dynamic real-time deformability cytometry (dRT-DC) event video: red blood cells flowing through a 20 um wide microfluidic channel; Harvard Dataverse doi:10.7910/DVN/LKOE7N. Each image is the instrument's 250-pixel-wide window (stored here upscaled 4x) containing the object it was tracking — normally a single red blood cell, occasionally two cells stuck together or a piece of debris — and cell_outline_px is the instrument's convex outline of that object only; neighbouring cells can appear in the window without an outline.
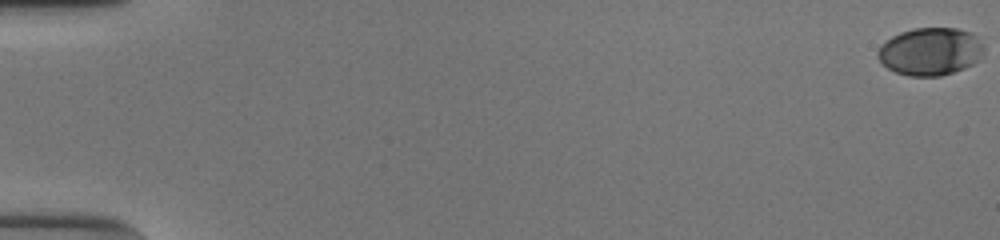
{"species": "human", "species_latin": "Homo sapiens", "temperature_condition": "cold", "stored_images_in_passage": 55, "camera_frame_rate_fps": 3000, "um_per_image_px": 0.085, "donor": {"sex": "male"}, "frame": {"image": 1, "passage_image": 1, "time_ms": 0.0, "image_size_px": [1000, 240], "cell_outline_px": [[984, 48], [980, 60], [964, 68], [940, 76], [908, 76], [896, 72], [888, 68], [876, 56], [876, 52], [880, 44], [892, 36], [900, 32], [912, 28], [956, 28], [972, 32], [984, 44]], "centroid_in_image_um": [79.08, 4.36], "position_along_channel_um": 5.9, "area_um2": 29.77}}
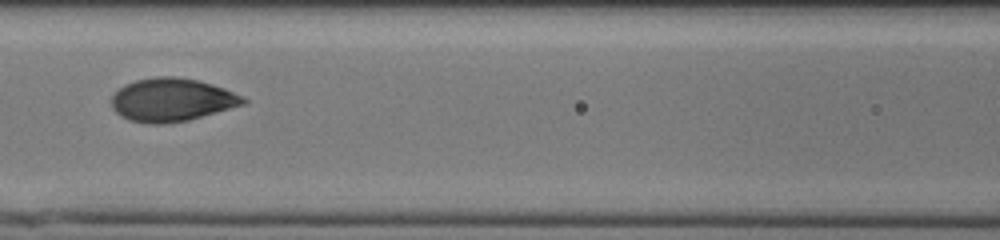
{"frame": {"image": 2, "passage_image": 27, "time_ms": 8.667, "image_size_px": [1000, 240], "cell_outline_px": [[248, 104], [188, 120], [164, 124], [148, 124], [128, 120], [120, 116], [112, 108], [112, 96], [124, 84], [136, 80], [156, 76], [176, 76], [196, 80], [212, 84], [224, 88], [244, 96], [248, 100]], "centroid_in_image_um": [14.63, 8.49], "position_along_channel_um": 152.0, "area_um2": 33.47}}
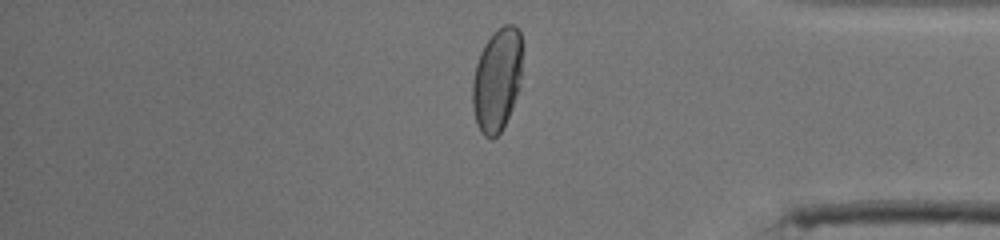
{"frame": {"image": 3, "passage_image": 47, "time_ms": 15.333, "image_size_px": [1000, 240], "cell_outline_px": [[520, 76], [516, 96], [512, 108], [500, 132], [492, 140], [484, 136], [480, 132], [476, 124], [472, 108], [472, 80], [476, 64], [480, 52], [484, 44], [492, 32], [504, 24], [512, 24], [520, 32]], "centroid_in_image_um": [42.19, 6.8], "position_along_channel_um": 393.0, "area_um2": 29.82}, "authors_computed_cell_mechanics": {"area_um2": 31.9634, "velocity_mm_per_s": 3.8821, "shape_relaxation_time_tau1_ms": 4.5527, "shape_relaxation_time_tau2_ms": null, "deformation_change_tau1": 0.1833, "deformation_change_tau2": null}}